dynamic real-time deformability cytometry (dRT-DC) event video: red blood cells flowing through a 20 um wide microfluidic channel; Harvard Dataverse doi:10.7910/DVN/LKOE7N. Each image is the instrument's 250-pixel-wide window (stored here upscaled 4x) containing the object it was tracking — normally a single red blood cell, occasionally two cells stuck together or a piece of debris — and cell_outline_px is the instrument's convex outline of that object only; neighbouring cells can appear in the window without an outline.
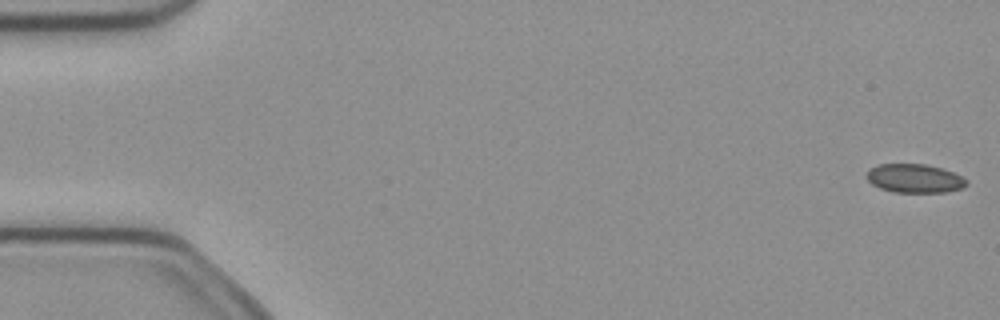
{"species": "common noctule bat (a hibernating species)", "species_latin": "Nyctalus noctula", "temperature_condition": "cold", "stored_images_in_passage": 5, "camera_frame_rate_fps": 3000, "um_per_image_px": 0.085, "animal": {"sex": "female", "body_mass_g": 21.9}, "frame": {"image": 1, "passage_image": 1, "time_ms": 0.0, "image_size_px": [1000, 320], "cell_outline_px": [[968, 184], [960, 188], [944, 192], [892, 192], [880, 188], [872, 184], [868, 180], [868, 168], [880, 164], [924, 164], [940, 168], [952, 172], [968, 180]], "centroid_in_image_um": [77.72, 15.16], "position_along_channel_um": 7.3, "area_um2": 16.53}}